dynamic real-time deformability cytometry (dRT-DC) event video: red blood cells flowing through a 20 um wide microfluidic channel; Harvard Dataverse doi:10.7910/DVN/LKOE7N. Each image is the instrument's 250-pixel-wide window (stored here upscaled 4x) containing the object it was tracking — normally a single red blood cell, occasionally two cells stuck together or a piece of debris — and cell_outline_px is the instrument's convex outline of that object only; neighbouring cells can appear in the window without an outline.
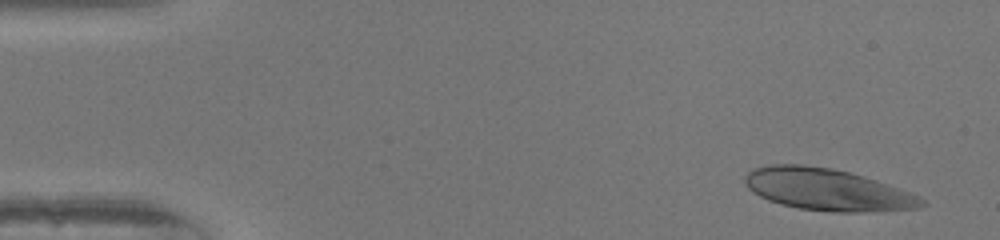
{"species": "human", "species_latin": "Homo sapiens", "temperature_condition": "warm", "stored_images_in_passage": 50, "camera_frame_rate_fps": 3000, "um_per_image_px": 0.085, "donor": {"sex": "female"}, "frame": {"image": 1, "passage_image": 3, "time_ms": 0.667, "image_size_px": [1000, 240], "cell_outline_px": [[928, 204], [916, 208], [860, 212], [836, 212], [800, 208], [780, 204], [768, 200], [760, 196], [748, 188], [744, 180], [744, 176], [752, 168], [772, 164], [804, 164], [832, 168], [864, 176], [876, 180], [920, 196]], "centroid_in_image_um": [70.29, 16.1], "position_along_channel_um": 14.7, "area_um2": 42.95}}
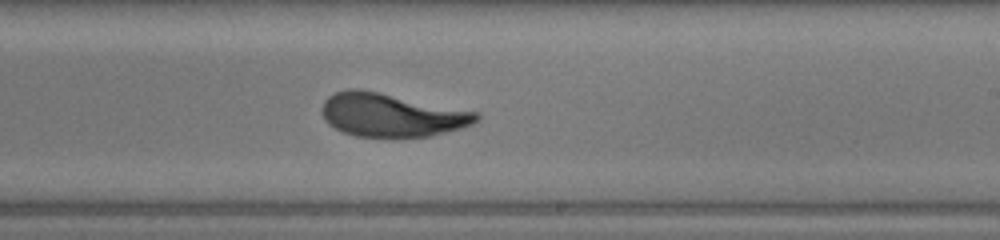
{"frame": {"image": 2, "passage_image": 30, "time_ms": 9.667, "image_size_px": [1000, 240], "cell_outline_px": [[480, 120], [472, 124], [460, 128], [432, 136], [396, 140], [356, 136], [344, 132], [328, 124], [324, 120], [320, 108], [324, 100], [328, 96], [336, 92], [348, 88], [360, 88], [480, 112]], "centroid_in_image_um": [33.28, 9.8], "position_along_channel_um": 255.7, "area_um2": 40.29}}
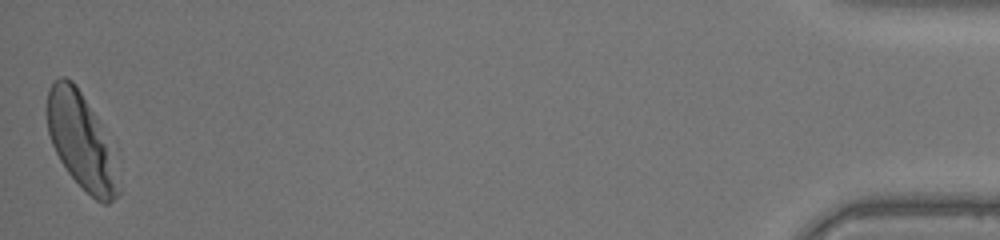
{"frame": {"image": 3, "passage_image": 50, "time_ms": 16.333, "image_size_px": [1000, 240], "cell_outline_px": [[120, 196], [108, 204], [104, 204], [96, 200], [68, 172], [60, 160], [52, 144], [48, 132], [48, 88], [60, 76], [64, 76], [72, 80], [76, 84], [92, 112], [96, 120], [120, 192]], "centroid_in_image_um": [6.79, 11.98], "position_along_channel_um": 428.4, "area_um2": 36.99}, "authors_computed_cell_mechanics": {"area_um2": 39.8242, "velocity_mm_per_s": 4.0411, "shape_relaxation_time_tau1_ms": 3.9451, "shape_relaxation_time_tau2_ms": 0.8627, "deformation_change_tau1": 0.1942, "deformation_change_tau2": 0.0672}}